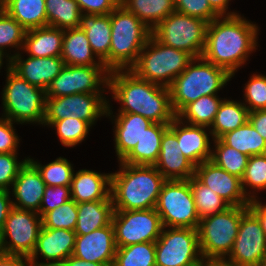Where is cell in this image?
Masks as SVG:
<instances>
[{
	"label": "cell",
	"mask_w": 266,
	"mask_h": 266,
	"mask_svg": "<svg viewBox=\"0 0 266 266\" xmlns=\"http://www.w3.org/2000/svg\"><path fill=\"white\" fill-rule=\"evenodd\" d=\"M258 27L236 12L219 16L207 25L202 58L231 76L256 49Z\"/></svg>",
	"instance_id": "1"
},
{
	"label": "cell",
	"mask_w": 266,
	"mask_h": 266,
	"mask_svg": "<svg viewBox=\"0 0 266 266\" xmlns=\"http://www.w3.org/2000/svg\"><path fill=\"white\" fill-rule=\"evenodd\" d=\"M108 88L122 104L119 113L139 114L162 124H170L176 117L169 88L143 80L130 69L110 71Z\"/></svg>",
	"instance_id": "2"
},
{
	"label": "cell",
	"mask_w": 266,
	"mask_h": 266,
	"mask_svg": "<svg viewBox=\"0 0 266 266\" xmlns=\"http://www.w3.org/2000/svg\"><path fill=\"white\" fill-rule=\"evenodd\" d=\"M165 181L155 166L120 161L119 172L111 173L110 196L114 210L155 208Z\"/></svg>",
	"instance_id": "3"
},
{
	"label": "cell",
	"mask_w": 266,
	"mask_h": 266,
	"mask_svg": "<svg viewBox=\"0 0 266 266\" xmlns=\"http://www.w3.org/2000/svg\"><path fill=\"white\" fill-rule=\"evenodd\" d=\"M110 21L109 71L129 70L136 63L152 31L121 4L110 13Z\"/></svg>",
	"instance_id": "4"
},
{
	"label": "cell",
	"mask_w": 266,
	"mask_h": 266,
	"mask_svg": "<svg viewBox=\"0 0 266 266\" xmlns=\"http://www.w3.org/2000/svg\"><path fill=\"white\" fill-rule=\"evenodd\" d=\"M232 77L225 69L202 57L194 58L169 87L171 106L175 115L201 96L217 95Z\"/></svg>",
	"instance_id": "5"
},
{
	"label": "cell",
	"mask_w": 266,
	"mask_h": 266,
	"mask_svg": "<svg viewBox=\"0 0 266 266\" xmlns=\"http://www.w3.org/2000/svg\"><path fill=\"white\" fill-rule=\"evenodd\" d=\"M193 59L189 53L161 44L151 35L130 70L143 80L169 88Z\"/></svg>",
	"instance_id": "6"
},
{
	"label": "cell",
	"mask_w": 266,
	"mask_h": 266,
	"mask_svg": "<svg viewBox=\"0 0 266 266\" xmlns=\"http://www.w3.org/2000/svg\"><path fill=\"white\" fill-rule=\"evenodd\" d=\"M248 206H231L220 213L200 219L199 248L204 261H223L231 252Z\"/></svg>",
	"instance_id": "7"
},
{
	"label": "cell",
	"mask_w": 266,
	"mask_h": 266,
	"mask_svg": "<svg viewBox=\"0 0 266 266\" xmlns=\"http://www.w3.org/2000/svg\"><path fill=\"white\" fill-rule=\"evenodd\" d=\"M7 82L2 92L4 118L19 123L43 125L46 109V90L29 84L7 63Z\"/></svg>",
	"instance_id": "8"
},
{
	"label": "cell",
	"mask_w": 266,
	"mask_h": 266,
	"mask_svg": "<svg viewBox=\"0 0 266 266\" xmlns=\"http://www.w3.org/2000/svg\"><path fill=\"white\" fill-rule=\"evenodd\" d=\"M207 25L204 20L175 10L152 29L151 34L161 44L198 58L205 47Z\"/></svg>",
	"instance_id": "9"
},
{
	"label": "cell",
	"mask_w": 266,
	"mask_h": 266,
	"mask_svg": "<svg viewBox=\"0 0 266 266\" xmlns=\"http://www.w3.org/2000/svg\"><path fill=\"white\" fill-rule=\"evenodd\" d=\"M155 210L163 227L197 229L200 218L195 208L190 180H166L162 185Z\"/></svg>",
	"instance_id": "10"
},
{
	"label": "cell",
	"mask_w": 266,
	"mask_h": 266,
	"mask_svg": "<svg viewBox=\"0 0 266 266\" xmlns=\"http://www.w3.org/2000/svg\"><path fill=\"white\" fill-rule=\"evenodd\" d=\"M155 242L156 266L204 265L199 248L198 230L170 227Z\"/></svg>",
	"instance_id": "11"
},
{
	"label": "cell",
	"mask_w": 266,
	"mask_h": 266,
	"mask_svg": "<svg viewBox=\"0 0 266 266\" xmlns=\"http://www.w3.org/2000/svg\"><path fill=\"white\" fill-rule=\"evenodd\" d=\"M116 247L142 242H156L163 224L155 208L146 210H114L112 217Z\"/></svg>",
	"instance_id": "12"
},
{
	"label": "cell",
	"mask_w": 266,
	"mask_h": 266,
	"mask_svg": "<svg viewBox=\"0 0 266 266\" xmlns=\"http://www.w3.org/2000/svg\"><path fill=\"white\" fill-rule=\"evenodd\" d=\"M41 227L42 218L38 212L12 207L0 232V251L30 258Z\"/></svg>",
	"instance_id": "13"
},
{
	"label": "cell",
	"mask_w": 266,
	"mask_h": 266,
	"mask_svg": "<svg viewBox=\"0 0 266 266\" xmlns=\"http://www.w3.org/2000/svg\"><path fill=\"white\" fill-rule=\"evenodd\" d=\"M103 93H76L47 97L44 121L78 118L92 126L99 117L110 116L112 110Z\"/></svg>",
	"instance_id": "14"
},
{
	"label": "cell",
	"mask_w": 266,
	"mask_h": 266,
	"mask_svg": "<svg viewBox=\"0 0 266 266\" xmlns=\"http://www.w3.org/2000/svg\"><path fill=\"white\" fill-rule=\"evenodd\" d=\"M223 261L233 266H263L266 237L257 216L248 209L242 216L233 248Z\"/></svg>",
	"instance_id": "15"
},
{
	"label": "cell",
	"mask_w": 266,
	"mask_h": 266,
	"mask_svg": "<svg viewBox=\"0 0 266 266\" xmlns=\"http://www.w3.org/2000/svg\"><path fill=\"white\" fill-rule=\"evenodd\" d=\"M109 72L105 66L65 65L48 86L46 97L104 92L100 86L108 88Z\"/></svg>",
	"instance_id": "16"
},
{
	"label": "cell",
	"mask_w": 266,
	"mask_h": 266,
	"mask_svg": "<svg viewBox=\"0 0 266 266\" xmlns=\"http://www.w3.org/2000/svg\"><path fill=\"white\" fill-rule=\"evenodd\" d=\"M194 176L205 186L217 193L231 206H248L241 179L217 166L213 161H204L195 167Z\"/></svg>",
	"instance_id": "17"
},
{
	"label": "cell",
	"mask_w": 266,
	"mask_h": 266,
	"mask_svg": "<svg viewBox=\"0 0 266 266\" xmlns=\"http://www.w3.org/2000/svg\"><path fill=\"white\" fill-rule=\"evenodd\" d=\"M76 236V233L71 230L51 229L42 226L35 250L29 260L33 266H59L65 259L73 255ZM39 254L49 262L38 263L36 259Z\"/></svg>",
	"instance_id": "18"
},
{
	"label": "cell",
	"mask_w": 266,
	"mask_h": 266,
	"mask_svg": "<svg viewBox=\"0 0 266 266\" xmlns=\"http://www.w3.org/2000/svg\"><path fill=\"white\" fill-rule=\"evenodd\" d=\"M9 56V57H8ZM10 68L29 84L47 90L50 83L62 71L65 63L61 56L32 57L23 60L20 53L7 55Z\"/></svg>",
	"instance_id": "19"
},
{
	"label": "cell",
	"mask_w": 266,
	"mask_h": 266,
	"mask_svg": "<svg viewBox=\"0 0 266 266\" xmlns=\"http://www.w3.org/2000/svg\"><path fill=\"white\" fill-rule=\"evenodd\" d=\"M112 223L89 234L77 235L73 256L90 262L113 266L116 254Z\"/></svg>",
	"instance_id": "20"
},
{
	"label": "cell",
	"mask_w": 266,
	"mask_h": 266,
	"mask_svg": "<svg viewBox=\"0 0 266 266\" xmlns=\"http://www.w3.org/2000/svg\"><path fill=\"white\" fill-rule=\"evenodd\" d=\"M154 166L166 180H189L196 167L183 155L177 136L169 128L161 138L160 153Z\"/></svg>",
	"instance_id": "21"
},
{
	"label": "cell",
	"mask_w": 266,
	"mask_h": 266,
	"mask_svg": "<svg viewBox=\"0 0 266 266\" xmlns=\"http://www.w3.org/2000/svg\"><path fill=\"white\" fill-rule=\"evenodd\" d=\"M182 124V126H181ZM205 126L183 124L177 117L169 124V129L177 136L180 150L195 166L211 160L209 135Z\"/></svg>",
	"instance_id": "22"
},
{
	"label": "cell",
	"mask_w": 266,
	"mask_h": 266,
	"mask_svg": "<svg viewBox=\"0 0 266 266\" xmlns=\"http://www.w3.org/2000/svg\"><path fill=\"white\" fill-rule=\"evenodd\" d=\"M12 186V192L17 201L12 202L13 207L35 212L40 210L46 184L37 168L29 160L20 169Z\"/></svg>",
	"instance_id": "23"
},
{
	"label": "cell",
	"mask_w": 266,
	"mask_h": 266,
	"mask_svg": "<svg viewBox=\"0 0 266 266\" xmlns=\"http://www.w3.org/2000/svg\"><path fill=\"white\" fill-rule=\"evenodd\" d=\"M110 186L111 173L104 175L82 169L75 174L73 173L70 186L71 199L76 203L112 200Z\"/></svg>",
	"instance_id": "24"
},
{
	"label": "cell",
	"mask_w": 266,
	"mask_h": 266,
	"mask_svg": "<svg viewBox=\"0 0 266 266\" xmlns=\"http://www.w3.org/2000/svg\"><path fill=\"white\" fill-rule=\"evenodd\" d=\"M79 27L86 33L89 44L97 59L109 70L111 45L110 14H82Z\"/></svg>",
	"instance_id": "25"
},
{
	"label": "cell",
	"mask_w": 266,
	"mask_h": 266,
	"mask_svg": "<svg viewBox=\"0 0 266 266\" xmlns=\"http://www.w3.org/2000/svg\"><path fill=\"white\" fill-rule=\"evenodd\" d=\"M115 120V149L122 161L136 146L145 129L153 122L134 113H118Z\"/></svg>",
	"instance_id": "26"
},
{
	"label": "cell",
	"mask_w": 266,
	"mask_h": 266,
	"mask_svg": "<svg viewBox=\"0 0 266 266\" xmlns=\"http://www.w3.org/2000/svg\"><path fill=\"white\" fill-rule=\"evenodd\" d=\"M64 30L51 26L26 31L22 50L32 57L61 56Z\"/></svg>",
	"instance_id": "27"
},
{
	"label": "cell",
	"mask_w": 266,
	"mask_h": 266,
	"mask_svg": "<svg viewBox=\"0 0 266 266\" xmlns=\"http://www.w3.org/2000/svg\"><path fill=\"white\" fill-rule=\"evenodd\" d=\"M168 128L169 124L152 123L121 162L130 165L154 166L159 157L161 138Z\"/></svg>",
	"instance_id": "28"
},
{
	"label": "cell",
	"mask_w": 266,
	"mask_h": 266,
	"mask_svg": "<svg viewBox=\"0 0 266 266\" xmlns=\"http://www.w3.org/2000/svg\"><path fill=\"white\" fill-rule=\"evenodd\" d=\"M93 55L86 33L80 27L64 30L61 58L65 65L104 66L100 60L96 61V56Z\"/></svg>",
	"instance_id": "29"
},
{
	"label": "cell",
	"mask_w": 266,
	"mask_h": 266,
	"mask_svg": "<svg viewBox=\"0 0 266 266\" xmlns=\"http://www.w3.org/2000/svg\"><path fill=\"white\" fill-rule=\"evenodd\" d=\"M78 219L76 235L89 234L112 223L114 207L112 200L77 203Z\"/></svg>",
	"instance_id": "30"
},
{
	"label": "cell",
	"mask_w": 266,
	"mask_h": 266,
	"mask_svg": "<svg viewBox=\"0 0 266 266\" xmlns=\"http://www.w3.org/2000/svg\"><path fill=\"white\" fill-rule=\"evenodd\" d=\"M3 9L26 31L48 26L45 0H3Z\"/></svg>",
	"instance_id": "31"
},
{
	"label": "cell",
	"mask_w": 266,
	"mask_h": 266,
	"mask_svg": "<svg viewBox=\"0 0 266 266\" xmlns=\"http://www.w3.org/2000/svg\"><path fill=\"white\" fill-rule=\"evenodd\" d=\"M247 104L233 100H223L216 113L210 128V134L214 139L241 127L249 120Z\"/></svg>",
	"instance_id": "32"
},
{
	"label": "cell",
	"mask_w": 266,
	"mask_h": 266,
	"mask_svg": "<svg viewBox=\"0 0 266 266\" xmlns=\"http://www.w3.org/2000/svg\"><path fill=\"white\" fill-rule=\"evenodd\" d=\"M120 4L151 30L175 11L174 0H120Z\"/></svg>",
	"instance_id": "33"
},
{
	"label": "cell",
	"mask_w": 266,
	"mask_h": 266,
	"mask_svg": "<svg viewBox=\"0 0 266 266\" xmlns=\"http://www.w3.org/2000/svg\"><path fill=\"white\" fill-rule=\"evenodd\" d=\"M219 139L249 157L266 154V140L256 131L249 120L241 127L222 135Z\"/></svg>",
	"instance_id": "34"
},
{
	"label": "cell",
	"mask_w": 266,
	"mask_h": 266,
	"mask_svg": "<svg viewBox=\"0 0 266 266\" xmlns=\"http://www.w3.org/2000/svg\"><path fill=\"white\" fill-rule=\"evenodd\" d=\"M217 95L201 96L196 101L186 105L176 117L185 120L191 125L205 126L208 129L212 125L216 113L223 100Z\"/></svg>",
	"instance_id": "35"
},
{
	"label": "cell",
	"mask_w": 266,
	"mask_h": 266,
	"mask_svg": "<svg viewBox=\"0 0 266 266\" xmlns=\"http://www.w3.org/2000/svg\"><path fill=\"white\" fill-rule=\"evenodd\" d=\"M48 26L59 29L80 25L81 10L75 0H45Z\"/></svg>",
	"instance_id": "36"
},
{
	"label": "cell",
	"mask_w": 266,
	"mask_h": 266,
	"mask_svg": "<svg viewBox=\"0 0 266 266\" xmlns=\"http://www.w3.org/2000/svg\"><path fill=\"white\" fill-rule=\"evenodd\" d=\"M189 180L195 208L200 219L220 213L231 207L227 201L201 183L195 176H192Z\"/></svg>",
	"instance_id": "37"
},
{
	"label": "cell",
	"mask_w": 266,
	"mask_h": 266,
	"mask_svg": "<svg viewBox=\"0 0 266 266\" xmlns=\"http://www.w3.org/2000/svg\"><path fill=\"white\" fill-rule=\"evenodd\" d=\"M155 255V242L118 247L113 266H156Z\"/></svg>",
	"instance_id": "38"
},
{
	"label": "cell",
	"mask_w": 266,
	"mask_h": 266,
	"mask_svg": "<svg viewBox=\"0 0 266 266\" xmlns=\"http://www.w3.org/2000/svg\"><path fill=\"white\" fill-rule=\"evenodd\" d=\"M215 151L212 150L211 161L228 173L242 178L249 156L224 144L220 139H213Z\"/></svg>",
	"instance_id": "39"
},
{
	"label": "cell",
	"mask_w": 266,
	"mask_h": 266,
	"mask_svg": "<svg viewBox=\"0 0 266 266\" xmlns=\"http://www.w3.org/2000/svg\"><path fill=\"white\" fill-rule=\"evenodd\" d=\"M28 160L37 168L46 186H71L74 171L66 158L59 157L43 166L33 159Z\"/></svg>",
	"instance_id": "40"
},
{
	"label": "cell",
	"mask_w": 266,
	"mask_h": 266,
	"mask_svg": "<svg viewBox=\"0 0 266 266\" xmlns=\"http://www.w3.org/2000/svg\"><path fill=\"white\" fill-rule=\"evenodd\" d=\"M43 124L55 127L60 142L66 147L81 143L91 127L87 122L72 117L58 121H43Z\"/></svg>",
	"instance_id": "41"
},
{
	"label": "cell",
	"mask_w": 266,
	"mask_h": 266,
	"mask_svg": "<svg viewBox=\"0 0 266 266\" xmlns=\"http://www.w3.org/2000/svg\"><path fill=\"white\" fill-rule=\"evenodd\" d=\"M78 219L77 203L70 199L58 208L47 212L42 217V226L51 229H67L74 231Z\"/></svg>",
	"instance_id": "42"
},
{
	"label": "cell",
	"mask_w": 266,
	"mask_h": 266,
	"mask_svg": "<svg viewBox=\"0 0 266 266\" xmlns=\"http://www.w3.org/2000/svg\"><path fill=\"white\" fill-rule=\"evenodd\" d=\"M241 182L243 191L249 200H253L257 196L246 192L247 188H245V185L246 187H252L254 190L257 189V191L266 189V154L249 157Z\"/></svg>",
	"instance_id": "43"
},
{
	"label": "cell",
	"mask_w": 266,
	"mask_h": 266,
	"mask_svg": "<svg viewBox=\"0 0 266 266\" xmlns=\"http://www.w3.org/2000/svg\"><path fill=\"white\" fill-rule=\"evenodd\" d=\"M26 30L4 9L0 10V51L5 47L22 49Z\"/></svg>",
	"instance_id": "44"
},
{
	"label": "cell",
	"mask_w": 266,
	"mask_h": 266,
	"mask_svg": "<svg viewBox=\"0 0 266 266\" xmlns=\"http://www.w3.org/2000/svg\"><path fill=\"white\" fill-rule=\"evenodd\" d=\"M245 84V102L249 112L266 109V76L253 74Z\"/></svg>",
	"instance_id": "45"
},
{
	"label": "cell",
	"mask_w": 266,
	"mask_h": 266,
	"mask_svg": "<svg viewBox=\"0 0 266 266\" xmlns=\"http://www.w3.org/2000/svg\"><path fill=\"white\" fill-rule=\"evenodd\" d=\"M175 10L210 23L219 15L211 8L208 0H174Z\"/></svg>",
	"instance_id": "46"
},
{
	"label": "cell",
	"mask_w": 266,
	"mask_h": 266,
	"mask_svg": "<svg viewBox=\"0 0 266 266\" xmlns=\"http://www.w3.org/2000/svg\"><path fill=\"white\" fill-rule=\"evenodd\" d=\"M17 152L0 153V190H10L20 169L26 164L28 159L22 162L17 161Z\"/></svg>",
	"instance_id": "47"
},
{
	"label": "cell",
	"mask_w": 266,
	"mask_h": 266,
	"mask_svg": "<svg viewBox=\"0 0 266 266\" xmlns=\"http://www.w3.org/2000/svg\"><path fill=\"white\" fill-rule=\"evenodd\" d=\"M71 199L70 186H46L38 211L41 218Z\"/></svg>",
	"instance_id": "48"
},
{
	"label": "cell",
	"mask_w": 266,
	"mask_h": 266,
	"mask_svg": "<svg viewBox=\"0 0 266 266\" xmlns=\"http://www.w3.org/2000/svg\"><path fill=\"white\" fill-rule=\"evenodd\" d=\"M13 122L0 118V153L17 152L19 138L13 129Z\"/></svg>",
	"instance_id": "49"
},
{
	"label": "cell",
	"mask_w": 266,
	"mask_h": 266,
	"mask_svg": "<svg viewBox=\"0 0 266 266\" xmlns=\"http://www.w3.org/2000/svg\"><path fill=\"white\" fill-rule=\"evenodd\" d=\"M82 14L104 15L110 14L120 0H75ZM86 11V12H85Z\"/></svg>",
	"instance_id": "50"
},
{
	"label": "cell",
	"mask_w": 266,
	"mask_h": 266,
	"mask_svg": "<svg viewBox=\"0 0 266 266\" xmlns=\"http://www.w3.org/2000/svg\"><path fill=\"white\" fill-rule=\"evenodd\" d=\"M249 122L266 140V109L249 112Z\"/></svg>",
	"instance_id": "51"
},
{
	"label": "cell",
	"mask_w": 266,
	"mask_h": 266,
	"mask_svg": "<svg viewBox=\"0 0 266 266\" xmlns=\"http://www.w3.org/2000/svg\"><path fill=\"white\" fill-rule=\"evenodd\" d=\"M9 190H0V232L2 231L10 209L13 207Z\"/></svg>",
	"instance_id": "52"
},
{
	"label": "cell",
	"mask_w": 266,
	"mask_h": 266,
	"mask_svg": "<svg viewBox=\"0 0 266 266\" xmlns=\"http://www.w3.org/2000/svg\"><path fill=\"white\" fill-rule=\"evenodd\" d=\"M0 266H33L28 257L0 251Z\"/></svg>",
	"instance_id": "53"
},
{
	"label": "cell",
	"mask_w": 266,
	"mask_h": 266,
	"mask_svg": "<svg viewBox=\"0 0 266 266\" xmlns=\"http://www.w3.org/2000/svg\"><path fill=\"white\" fill-rule=\"evenodd\" d=\"M248 208L257 216L259 219L262 229L264 231L266 237V204L262 205L261 202L257 201V199L250 200Z\"/></svg>",
	"instance_id": "54"
},
{
	"label": "cell",
	"mask_w": 266,
	"mask_h": 266,
	"mask_svg": "<svg viewBox=\"0 0 266 266\" xmlns=\"http://www.w3.org/2000/svg\"><path fill=\"white\" fill-rule=\"evenodd\" d=\"M59 266H106L105 264L85 261L73 255L65 259Z\"/></svg>",
	"instance_id": "55"
},
{
	"label": "cell",
	"mask_w": 266,
	"mask_h": 266,
	"mask_svg": "<svg viewBox=\"0 0 266 266\" xmlns=\"http://www.w3.org/2000/svg\"><path fill=\"white\" fill-rule=\"evenodd\" d=\"M211 8L219 15L224 16L228 9L229 0H208Z\"/></svg>",
	"instance_id": "56"
},
{
	"label": "cell",
	"mask_w": 266,
	"mask_h": 266,
	"mask_svg": "<svg viewBox=\"0 0 266 266\" xmlns=\"http://www.w3.org/2000/svg\"><path fill=\"white\" fill-rule=\"evenodd\" d=\"M203 266H233L224 261H205Z\"/></svg>",
	"instance_id": "57"
},
{
	"label": "cell",
	"mask_w": 266,
	"mask_h": 266,
	"mask_svg": "<svg viewBox=\"0 0 266 266\" xmlns=\"http://www.w3.org/2000/svg\"><path fill=\"white\" fill-rule=\"evenodd\" d=\"M4 55H6V54L0 51V69H1V66L3 64V56Z\"/></svg>",
	"instance_id": "58"
},
{
	"label": "cell",
	"mask_w": 266,
	"mask_h": 266,
	"mask_svg": "<svg viewBox=\"0 0 266 266\" xmlns=\"http://www.w3.org/2000/svg\"><path fill=\"white\" fill-rule=\"evenodd\" d=\"M3 9V0H0V10Z\"/></svg>",
	"instance_id": "59"
}]
</instances>
